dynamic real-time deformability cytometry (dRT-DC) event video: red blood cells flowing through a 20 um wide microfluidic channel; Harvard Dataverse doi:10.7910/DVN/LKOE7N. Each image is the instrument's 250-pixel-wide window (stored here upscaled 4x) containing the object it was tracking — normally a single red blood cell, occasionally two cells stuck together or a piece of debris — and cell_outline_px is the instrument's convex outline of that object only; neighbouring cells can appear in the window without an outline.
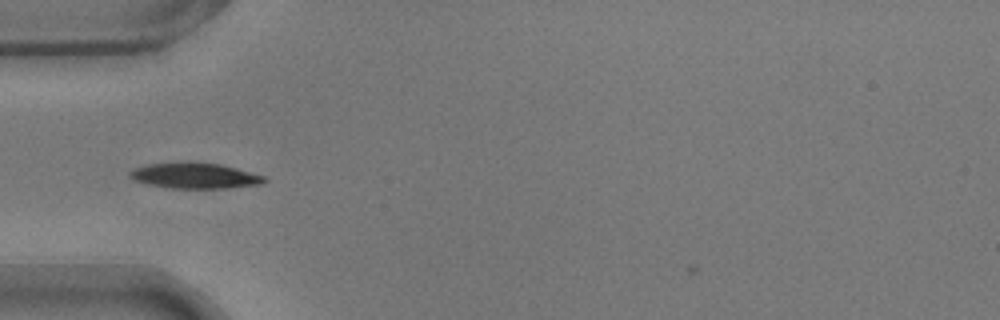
{"species": "common noctule bat (a hibernating species)", "species_latin": "Nyctalus noctula", "temperature_condition": "warm", "stored_images_in_passage": 34, "camera_frame_rate_fps": 3000, "um_per_image_px": 0.085, "animal": {"sex": "male", "body_mass_g": 17.9}, "frame": {"image": 1, "passage_image": 1, "time_ms": 0.0, "image_size_px": [1000, 320], "cell_outline_px": [[268, 180], [264, 184], [228, 188], [168, 188], [148, 184], [136, 180], [128, 176], [128, 172], [136, 168], [148, 164], [220, 164], [236, 168], [264, 176]], "centroid_in_image_um": [16.61, 14.97], "position_along_channel_um": 68.4, "area_um2": 19.42}}
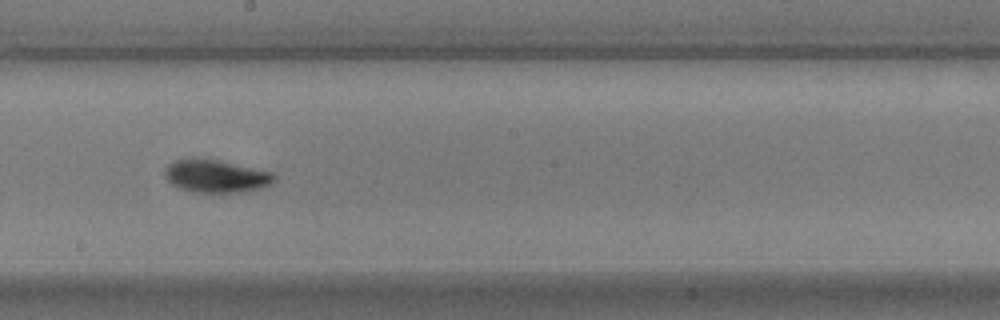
{"frame": {"image": 2, "passage_image": 14, "time_ms": 4.333, "image_size_px": [1000, 320], "cell_outline_px": [[276, 180], [272, 184], [260, 188], [244, 192], [188, 192], [176, 188], [164, 176], [164, 168], [168, 164], [176, 160], [192, 156], [220, 160], [272, 172], [276, 176]], "centroid_in_image_um": [18.32, 14.96], "position_along_channel_um": 229.9, "area_um2": 21.5}}
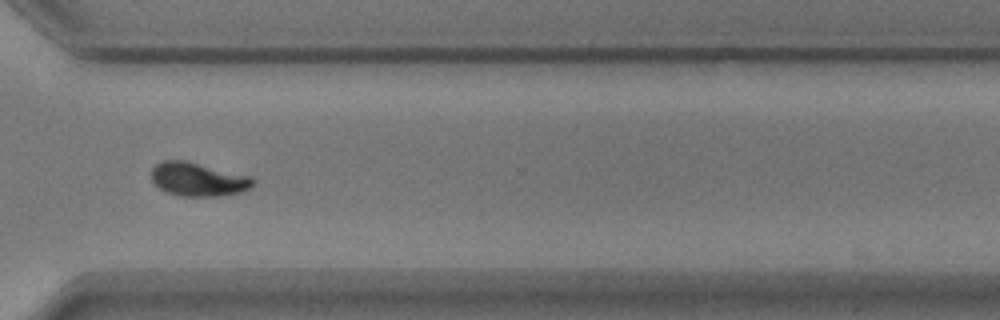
{"frame": {"image": 3, "passage_image": 24, "time_ms": 7.667, "image_size_px": [1000, 320], "cell_outline_px": [[256, 180], [244, 192], [220, 196], [180, 196], [168, 192], [160, 188], [152, 180], [152, 168], [156, 164], [164, 160], [184, 160], [252, 176]], "centroid_in_image_um": [16.87, 15.24], "position_along_channel_um": 353.7, "area_um2": 19.88}}